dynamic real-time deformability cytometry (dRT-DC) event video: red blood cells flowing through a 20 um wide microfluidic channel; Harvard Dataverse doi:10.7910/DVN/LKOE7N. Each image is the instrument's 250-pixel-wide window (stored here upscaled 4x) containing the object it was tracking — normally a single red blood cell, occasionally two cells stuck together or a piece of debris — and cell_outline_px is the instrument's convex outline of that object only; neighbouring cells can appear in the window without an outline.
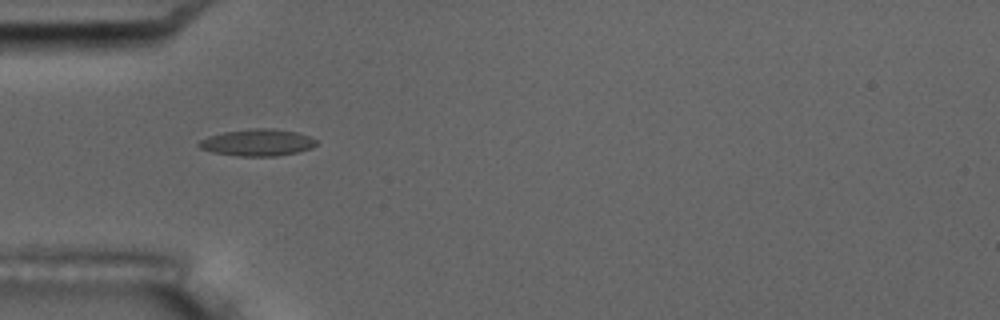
{"species": "common noctule bat (a hibernating species)", "species_latin": "Nyctalus noctula", "temperature_condition": "room temperature", "stored_images_in_passage": 5, "camera_frame_rate_fps": 3000, "um_per_image_px": 0.085, "animal": {"sex": "male", "body_mass_g": 17.5, "forearm_length_mm": 52.3}, "frame": {"image": 1, "passage_image": 4, "time_ms": 4.333, "image_size_px": [1000, 320], "cell_outline_px": [[316, 144], [312, 148], [296, 152], [276, 156], [236, 156], [212, 152], [200, 148], [196, 144], [200, 140], [208, 136], [224, 132], [252, 128], [272, 128], [300, 132], [316, 140]], "centroid_in_image_um": [21.87, 12.11], "position_along_channel_um": 63.1, "area_um2": 18.44}}